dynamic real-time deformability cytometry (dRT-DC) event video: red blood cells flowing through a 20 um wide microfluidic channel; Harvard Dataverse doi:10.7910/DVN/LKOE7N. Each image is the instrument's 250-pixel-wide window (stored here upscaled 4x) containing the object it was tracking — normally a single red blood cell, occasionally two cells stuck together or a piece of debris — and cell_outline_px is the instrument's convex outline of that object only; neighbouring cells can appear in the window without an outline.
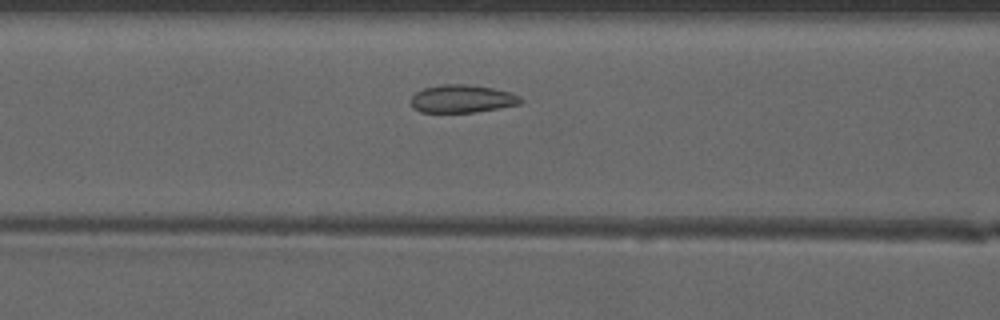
{"species": "common noctule bat (a hibernating species)", "species_latin": "Nyctalus noctula", "temperature_condition": "warm", "stored_images_in_passage": 43, "camera_frame_rate_fps": 3000, "um_per_image_px": 0.085, "animal": {"sex": "male", "forearm_length_mm": 52.5}, "frame": {"image": 1, "passage_image": 14, "time_ms": 4.333, "image_size_px": [1000, 320], "cell_outline_px": [[524, 100], [520, 104], [476, 112], [420, 112], [412, 108], [408, 100], [416, 92], [424, 88], [444, 84], [468, 84], [492, 88], [512, 92], [520, 96]], "centroid_in_image_um": [39.26, 8.4], "position_along_channel_um": 127.3, "area_um2": 18.03}}
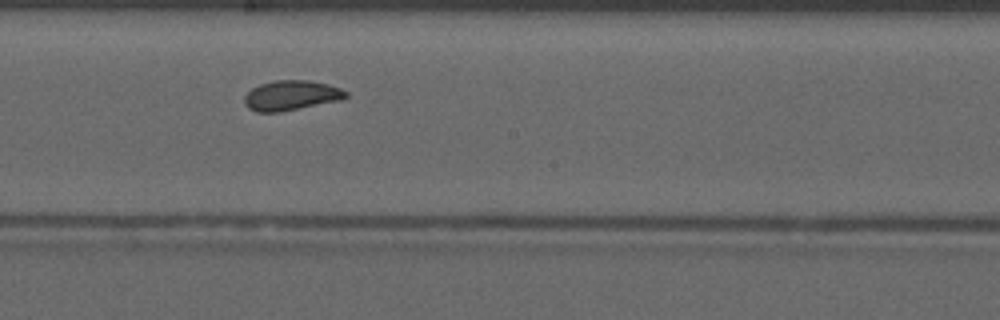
{"frame": {"image": 2, "passage_image": 21, "time_ms": 6.667, "image_size_px": [1000, 320], "cell_outline_px": [[348, 96], [340, 100], [280, 112], [256, 112], [248, 108], [244, 104], [244, 96], [252, 88], [260, 84], [276, 80], [308, 80], [328, 84], [340, 88], [348, 92]], "centroid_in_image_um": [24.74, 8.11], "position_along_channel_um": 223.5, "area_um2": 17.69}}
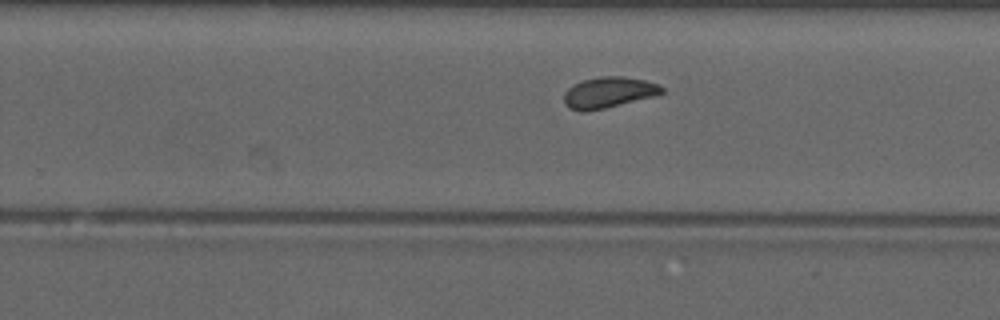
{"frame": {"image": 3, "passage_image": 25, "time_ms": 8.0, "image_size_px": [1000, 320], "cell_outline_px": [[664, 92], [656, 96], [588, 112], [580, 112], [568, 108], [564, 104], [564, 92], [572, 84], [584, 80], [600, 76], [624, 76], [644, 80], [656, 84], [664, 88]], "centroid_in_image_um": [51.7, 7.87], "position_along_channel_um": 278.1, "area_um2": 17.86}, "authors_computed_cell_mechanics": {"area_um2": 17.629, "velocity_mm_per_s": 4.1292, "shape_relaxation_time_tau1_ms": 8.2086, "shape_relaxation_time_tau2_ms": 0.4667, "deformation_change_tau1": 0.1208, "deformation_change_tau2": 0.0419}}